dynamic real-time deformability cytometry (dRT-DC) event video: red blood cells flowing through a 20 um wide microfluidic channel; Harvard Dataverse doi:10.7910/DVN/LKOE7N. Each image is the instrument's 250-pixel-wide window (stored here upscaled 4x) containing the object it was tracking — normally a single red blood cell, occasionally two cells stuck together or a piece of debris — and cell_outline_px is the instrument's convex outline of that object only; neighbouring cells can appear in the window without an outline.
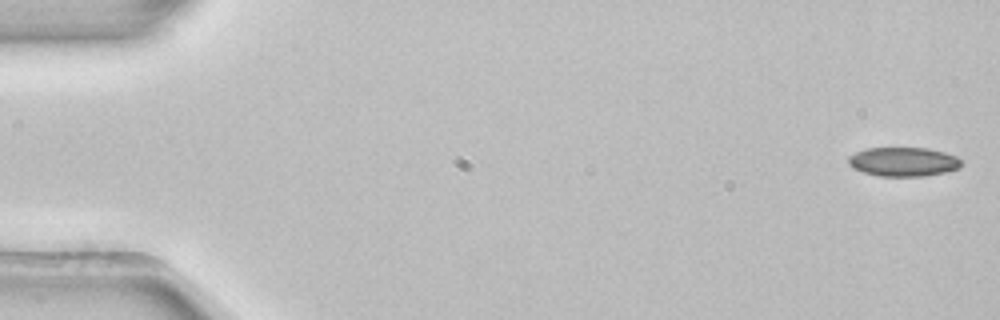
{"species": "common noctule bat (a hibernating species)", "species_latin": "Nyctalus noctula", "temperature_condition": "room temperature", "stored_images_in_passage": 5, "segment_of_instrument_passage": [1, 2], "camera_frame_rate_fps": 3000, "um_per_image_px": 0.085, "animal": {"sex": "female", "body_mass_g": 22.7, "forearm_length_mm": 54.2}, "frame": {"image": 1, "passage_image": 1, "time_ms": 0.0, "image_size_px": [1000, 320], "cell_outline_px": [[964, 164], [960, 168], [944, 172], [924, 176], [880, 176], [864, 172], [852, 168], [848, 164], [848, 156], [856, 152], [868, 148], [928, 148], [944, 152], [956, 156], [964, 160]], "centroid_in_image_um": [76.82, 13.75], "position_along_channel_um": 8.2, "area_um2": 19.31}}
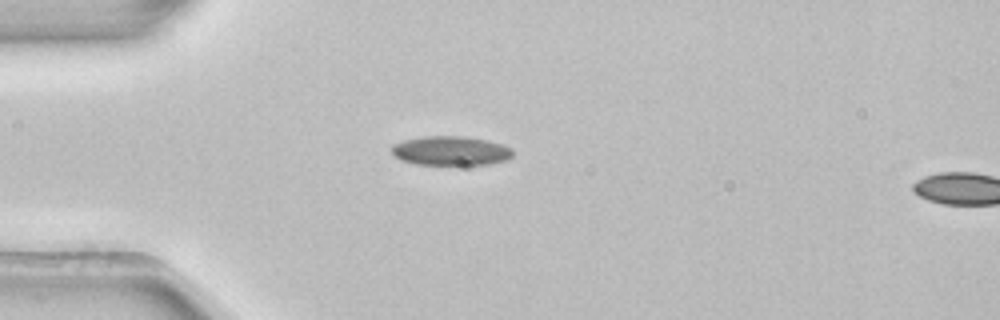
{"frame": {"image": 2, "passage_image": 4, "time_ms": 1.0, "image_size_px": [1000, 320], "cell_outline_px": [[512, 156], [508, 160], [488, 164], [416, 164], [400, 160], [392, 152], [392, 144], [404, 140], [424, 136], [464, 136], [488, 140], [504, 144], [512, 148]], "centroid_in_image_um": [38.34, 12.81], "position_along_channel_um": 46.7, "area_um2": 20.69}}